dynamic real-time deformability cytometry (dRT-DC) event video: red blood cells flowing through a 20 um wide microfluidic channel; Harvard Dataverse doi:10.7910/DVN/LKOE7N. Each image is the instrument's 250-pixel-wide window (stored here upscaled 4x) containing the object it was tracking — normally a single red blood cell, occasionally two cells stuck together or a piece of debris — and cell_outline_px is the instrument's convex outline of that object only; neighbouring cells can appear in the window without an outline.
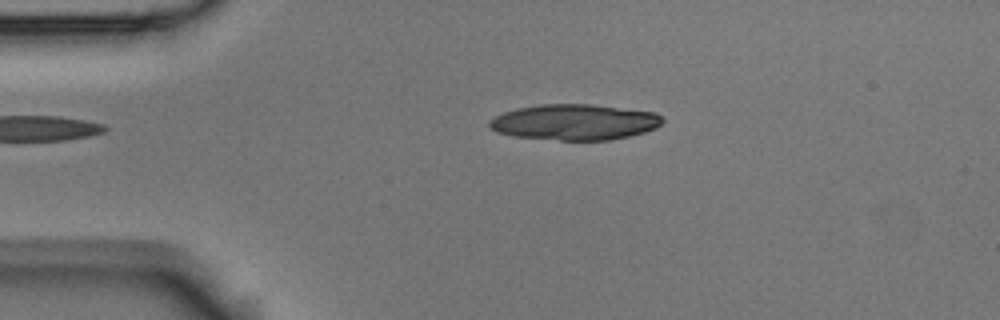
{"species": "Egyptian fruit bat (a non-hibernating species)", "species_latin": "Rousettus aegyptiacus", "temperature_condition": "room temperature", "stored_images_in_passage": 2, "camera_frame_rate_fps": 3000, "um_per_image_px": 0.085, "animal": {"sex": "male"}, "frame": {"image": 1, "passage_image": 2, "time_ms": 0.333, "image_size_px": [1000, 320], "cell_outline_px": [[664, 120], [656, 128], [644, 132], [628, 136], [608, 140], [560, 140], [512, 136], [496, 132], [488, 124], [488, 120], [504, 112], [516, 108], [540, 104], [592, 104], [656, 112], [664, 116]], "centroid_in_image_um": [48.85, 10.37], "position_along_channel_um": 36.2, "area_um2": 36.24}}